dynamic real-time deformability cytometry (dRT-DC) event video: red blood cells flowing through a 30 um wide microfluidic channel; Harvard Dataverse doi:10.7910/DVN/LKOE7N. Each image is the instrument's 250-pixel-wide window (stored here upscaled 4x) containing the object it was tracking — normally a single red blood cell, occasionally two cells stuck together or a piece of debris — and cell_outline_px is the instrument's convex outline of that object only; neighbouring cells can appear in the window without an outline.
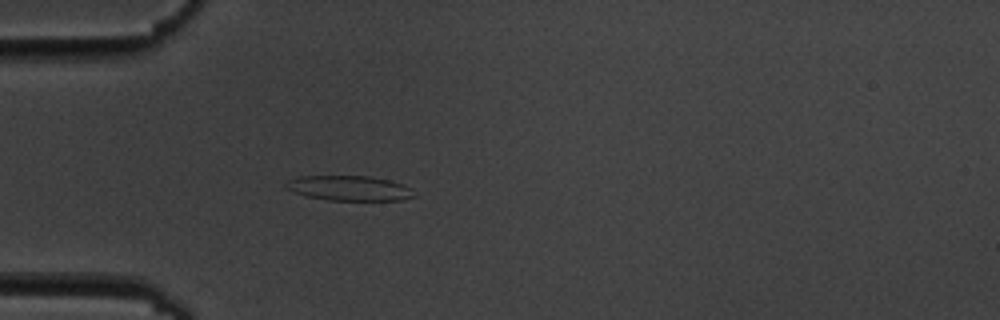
{"species": "common noctule bat (a hibernating species)", "species_latin": "Nyctalus noctula", "temperature_condition": "cold", "stored_images_in_passage": 4, "camera_frame_rate_fps": 3000, "um_per_image_px": 0.085, "animal": {"sex": "male", "body_mass_g": 19.5, "forearm_length_mm": 54.6}, "frame": {"image": 1, "passage_image": 4, "time_ms": 3.333, "image_size_px": [1000, 320], "cell_outline_px": [[416, 196], [404, 200], [328, 200], [304, 196], [292, 192], [284, 188], [284, 184], [288, 180], [296, 176], [372, 176], [404, 184]], "centroid_in_image_um": [29.61, 15.99], "position_along_channel_um": 55.4, "area_um2": 18.84}}